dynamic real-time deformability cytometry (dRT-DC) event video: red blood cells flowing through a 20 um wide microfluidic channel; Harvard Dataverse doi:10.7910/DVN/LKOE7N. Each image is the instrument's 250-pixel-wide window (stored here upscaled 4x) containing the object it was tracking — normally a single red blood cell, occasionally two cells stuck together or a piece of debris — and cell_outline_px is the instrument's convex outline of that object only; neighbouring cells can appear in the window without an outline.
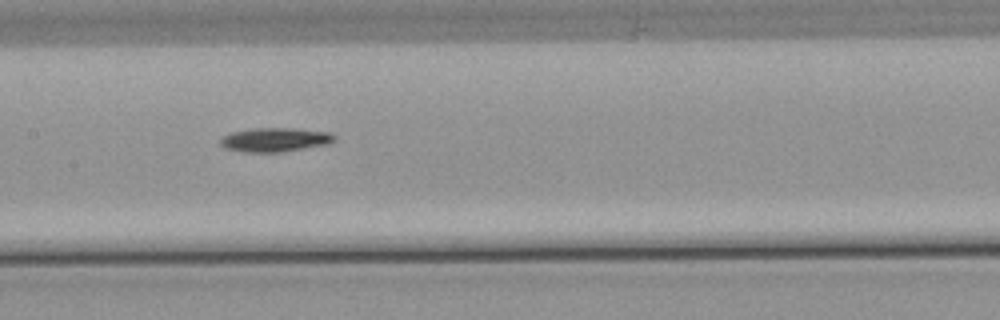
{"species": "common noctule bat (a hibernating species)", "species_latin": "Nyctalus noctula", "temperature_condition": "warm", "stored_images_in_passage": 38, "segment_of_instrument_passage": [1, 2], "camera_frame_rate_fps": 3000, "um_per_image_px": 0.085, "animal": {"sex": "male", "body_mass_g": 21.5, "forearm_length_mm": 52.0}, "frame": {"image": 1, "passage_image": 10, "time_ms": 3.0, "image_size_px": [1000, 320], "cell_outline_px": [[336, 140], [328, 144], [284, 152], [244, 152], [224, 148], [220, 144], [220, 140], [224, 136], [232, 132], [252, 128], [292, 128], [332, 132], [336, 136]], "centroid_in_image_um": [23.41, 11.88], "position_along_channel_um": 184.0, "area_um2": 16.13}}
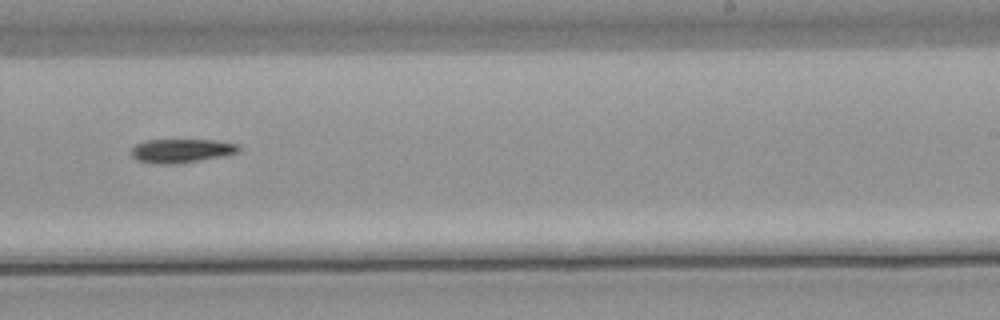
{"frame": {"image": 2, "passage_image": 17, "time_ms": 5.333, "image_size_px": [1000, 320], "cell_outline_px": [[240, 148], [236, 152], [224, 156], [200, 160], [172, 164], [160, 164], [136, 160], [132, 156], [132, 148], [136, 144], [148, 140], [216, 140], [240, 144]], "centroid_in_image_um": [15.44, 12.81], "position_along_channel_um": 273.6, "area_um2": 14.8}}
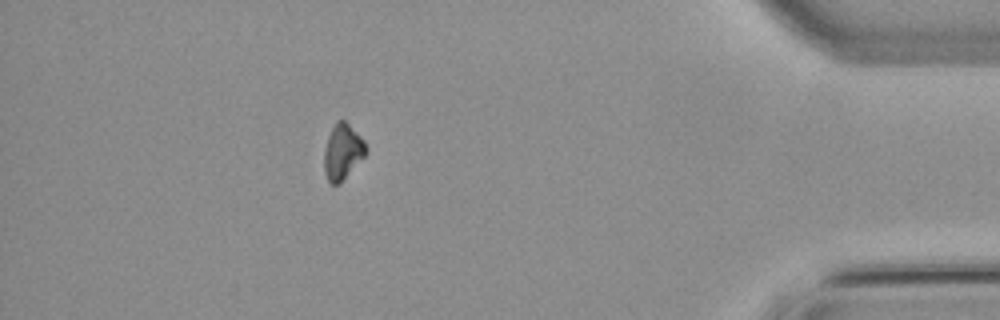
{"frame": {"image": 3, "passage_image": 31, "time_ms": 10.0, "image_size_px": [1000, 320], "cell_outline_px": [[368, 148], [364, 156], [340, 184], [332, 184], [328, 180], [324, 172], [324, 152], [328, 136], [336, 120], [344, 120], [364, 140]], "centroid_in_image_um": [29.12, 12.91], "position_along_channel_um": 406.1, "area_um2": 13.41}}